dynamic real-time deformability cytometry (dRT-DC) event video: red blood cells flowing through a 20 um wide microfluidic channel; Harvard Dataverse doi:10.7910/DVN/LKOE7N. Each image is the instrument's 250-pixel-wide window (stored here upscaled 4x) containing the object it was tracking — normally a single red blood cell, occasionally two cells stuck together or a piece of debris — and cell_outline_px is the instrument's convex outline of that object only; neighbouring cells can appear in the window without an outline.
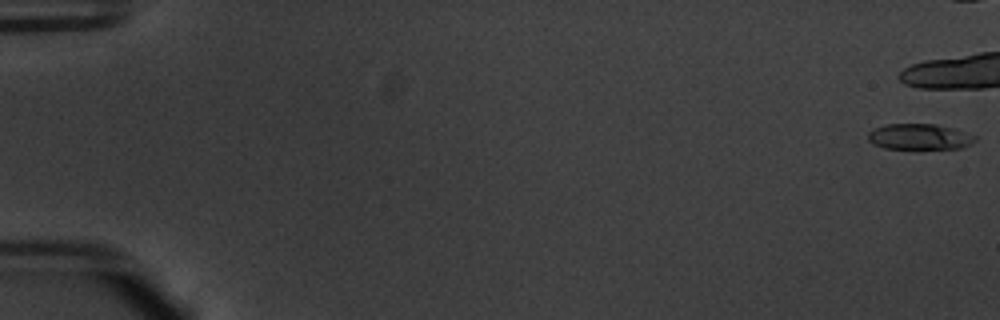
{"species": "common noctule bat (a hibernating species)", "species_latin": "Nyctalus noctula", "temperature_condition": "warm", "stored_images_in_passage": 13, "camera_frame_rate_fps": 3000, "um_per_image_px": 0.085, "animal": {"sex": "male", "body_mass_g": 20.1, "forearm_length_mm": 53.5}, "frame": {"image": 1, "passage_image": 1, "time_ms": 0.0, "image_size_px": [1000, 320], "cell_outline_px": [[976, 140], [972, 144], [964, 148], [884, 148], [872, 144], [868, 140], [868, 132], [872, 128], [888, 124], [936, 124], [952, 128], [976, 136]], "centroid_in_image_um": [78.13, 11.62], "position_along_channel_um": 6.9, "area_um2": 16.07}}